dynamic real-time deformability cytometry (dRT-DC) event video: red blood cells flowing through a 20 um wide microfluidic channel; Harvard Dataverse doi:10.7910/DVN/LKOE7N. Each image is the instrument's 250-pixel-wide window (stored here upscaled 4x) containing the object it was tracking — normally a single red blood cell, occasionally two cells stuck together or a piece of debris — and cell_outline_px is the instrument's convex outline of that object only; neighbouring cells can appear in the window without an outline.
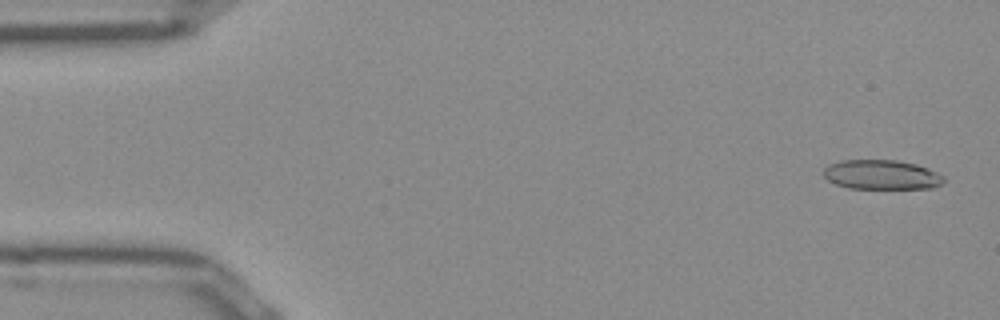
{"species": "Egyptian fruit bat (a non-hibernating species)", "species_latin": "Rousettus aegyptiacus", "temperature_condition": "room temperature", "stored_images_in_passage": 50, "camera_frame_rate_fps": 3000, "um_per_image_px": 0.085, "frame": {"image": 1, "passage_image": 2, "time_ms": 0.333, "image_size_px": [1000, 320], "cell_outline_px": [[944, 180], [940, 184], [932, 188], [848, 188], [836, 184], [828, 180], [824, 176], [824, 168], [828, 164], [840, 160], [896, 160], [916, 164], [928, 168], [944, 176]], "centroid_in_image_um": [74.91, 14.84], "position_along_channel_um": 10.1, "area_um2": 20.63}}
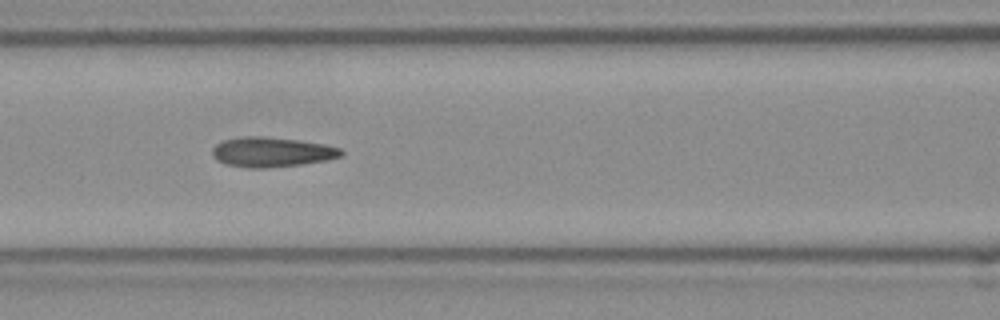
{"frame": {"image": 2, "passage_image": 21, "time_ms": 6.667, "image_size_px": [1000, 320], "cell_outline_px": [[344, 156], [328, 160], [300, 164], [264, 168], [248, 168], [224, 164], [216, 160], [212, 156], [212, 148], [216, 144], [224, 140], [244, 136], [264, 136], [296, 140], [324, 144], [340, 148], [344, 152]], "centroid_in_image_um": [23.08, 12.93], "position_along_channel_um": 143.5, "area_um2": 22.48}}
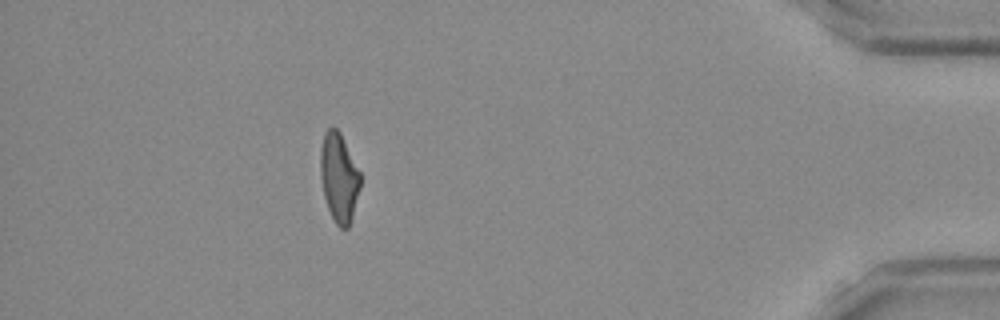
{"frame": {"image": 3, "passage_image": 45, "time_ms": 14.667, "image_size_px": [1000, 320], "cell_outline_px": [[360, 188], [352, 220], [348, 228], [340, 228], [336, 224], [328, 208], [324, 196], [320, 176], [320, 148], [324, 132], [332, 124], [340, 132], [360, 172]], "centroid_in_image_um": [28.8, 15.07], "position_along_channel_um": 406.4, "area_um2": 20.87}, "authors_computed_cell_mechanics": {"area_um2": 21.5883, "velocity_mm_per_s": 3.982, "shape_relaxation_time_tau1_ms": null, "shape_relaxation_time_tau2_ms": 2.4713, "deformation_change_tau1": null, "deformation_change_tau2": 0.1098}}